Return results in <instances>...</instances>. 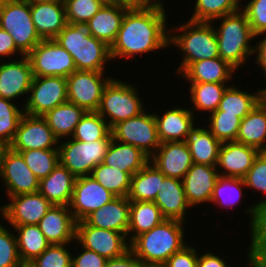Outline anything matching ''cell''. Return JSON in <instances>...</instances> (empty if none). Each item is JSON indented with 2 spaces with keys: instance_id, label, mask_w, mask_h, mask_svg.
I'll return each mask as SVG.
<instances>
[{
  "instance_id": "6da1fadb",
  "label": "cell",
  "mask_w": 266,
  "mask_h": 267,
  "mask_svg": "<svg viewBox=\"0 0 266 267\" xmlns=\"http://www.w3.org/2000/svg\"><path fill=\"white\" fill-rule=\"evenodd\" d=\"M164 3L125 12L115 41L110 46L111 59L135 57L169 46V29ZM168 30V31H167Z\"/></svg>"
},
{
  "instance_id": "7a4b0ae2",
  "label": "cell",
  "mask_w": 266,
  "mask_h": 267,
  "mask_svg": "<svg viewBox=\"0 0 266 267\" xmlns=\"http://www.w3.org/2000/svg\"><path fill=\"white\" fill-rule=\"evenodd\" d=\"M183 223L165 219L151 230L140 234L131 243L130 249L144 265H164L185 244Z\"/></svg>"
},
{
  "instance_id": "3957f363",
  "label": "cell",
  "mask_w": 266,
  "mask_h": 267,
  "mask_svg": "<svg viewBox=\"0 0 266 267\" xmlns=\"http://www.w3.org/2000/svg\"><path fill=\"white\" fill-rule=\"evenodd\" d=\"M54 40L71 54L77 70L104 72L112 60L110 47L89 34L87 24L67 23Z\"/></svg>"
},
{
  "instance_id": "277c9868",
  "label": "cell",
  "mask_w": 266,
  "mask_h": 267,
  "mask_svg": "<svg viewBox=\"0 0 266 267\" xmlns=\"http://www.w3.org/2000/svg\"><path fill=\"white\" fill-rule=\"evenodd\" d=\"M217 20L221 21L219 26L217 27L216 23L213 24L218 42L219 56L236 70H239L249 60V56H254V46L251 43L256 37L251 29L247 15L240 9L217 18Z\"/></svg>"
},
{
  "instance_id": "5b68a950",
  "label": "cell",
  "mask_w": 266,
  "mask_h": 267,
  "mask_svg": "<svg viewBox=\"0 0 266 267\" xmlns=\"http://www.w3.org/2000/svg\"><path fill=\"white\" fill-rule=\"evenodd\" d=\"M178 26L173 25L169 30L175 32L169 33V46L176 45L184 53V58L176 69L177 74H181L192 62L220 57L213 22L188 20Z\"/></svg>"
},
{
  "instance_id": "8992f818",
  "label": "cell",
  "mask_w": 266,
  "mask_h": 267,
  "mask_svg": "<svg viewBox=\"0 0 266 267\" xmlns=\"http://www.w3.org/2000/svg\"><path fill=\"white\" fill-rule=\"evenodd\" d=\"M138 93L133 84L112 78L104 88L96 112L112 128L115 124L138 116L146 110Z\"/></svg>"
},
{
  "instance_id": "52a82bcc",
  "label": "cell",
  "mask_w": 266,
  "mask_h": 267,
  "mask_svg": "<svg viewBox=\"0 0 266 267\" xmlns=\"http://www.w3.org/2000/svg\"><path fill=\"white\" fill-rule=\"evenodd\" d=\"M0 28L12 36L16 47L25 56L42 40L31 18L30 3L24 1H1Z\"/></svg>"
},
{
  "instance_id": "ba28073f",
  "label": "cell",
  "mask_w": 266,
  "mask_h": 267,
  "mask_svg": "<svg viewBox=\"0 0 266 267\" xmlns=\"http://www.w3.org/2000/svg\"><path fill=\"white\" fill-rule=\"evenodd\" d=\"M111 140L82 142L72 138L59 141V162L76 178L91 175L93 168L103 163Z\"/></svg>"
},
{
  "instance_id": "9c48e42d",
  "label": "cell",
  "mask_w": 266,
  "mask_h": 267,
  "mask_svg": "<svg viewBox=\"0 0 266 267\" xmlns=\"http://www.w3.org/2000/svg\"><path fill=\"white\" fill-rule=\"evenodd\" d=\"M112 139L130 144L151 157L160 146L154 113L146 110L138 116L115 124L111 128Z\"/></svg>"
},
{
  "instance_id": "30bf717a",
  "label": "cell",
  "mask_w": 266,
  "mask_h": 267,
  "mask_svg": "<svg viewBox=\"0 0 266 267\" xmlns=\"http://www.w3.org/2000/svg\"><path fill=\"white\" fill-rule=\"evenodd\" d=\"M33 76L67 78L77 70L71 54L54 39L41 40L27 55Z\"/></svg>"
},
{
  "instance_id": "8fae6325",
  "label": "cell",
  "mask_w": 266,
  "mask_h": 267,
  "mask_svg": "<svg viewBox=\"0 0 266 267\" xmlns=\"http://www.w3.org/2000/svg\"><path fill=\"white\" fill-rule=\"evenodd\" d=\"M26 102L24 114L43 116L68 101L67 79L62 76H34Z\"/></svg>"
},
{
  "instance_id": "7c38bea8",
  "label": "cell",
  "mask_w": 266,
  "mask_h": 267,
  "mask_svg": "<svg viewBox=\"0 0 266 267\" xmlns=\"http://www.w3.org/2000/svg\"><path fill=\"white\" fill-rule=\"evenodd\" d=\"M106 72L76 70L67 79L68 102L83 107L87 112L97 111L105 86L113 78ZM104 75V76H103Z\"/></svg>"
},
{
  "instance_id": "4fadbf2b",
  "label": "cell",
  "mask_w": 266,
  "mask_h": 267,
  "mask_svg": "<svg viewBox=\"0 0 266 267\" xmlns=\"http://www.w3.org/2000/svg\"><path fill=\"white\" fill-rule=\"evenodd\" d=\"M126 238L123 233L90 226L84 220L76 223L77 244L106 259L119 257L130 249Z\"/></svg>"
},
{
  "instance_id": "5bb4252c",
  "label": "cell",
  "mask_w": 266,
  "mask_h": 267,
  "mask_svg": "<svg viewBox=\"0 0 266 267\" xmlns=\"http://www.w3.org/2000/svg\"><path fill=\"white\" fill-rule=\"evenodd\" d=\"M10 203L0 206L1 219L11 226L37 225L52 204L38 191L8 197Z\"/></svg>"
},
{
  "instance_id": "9a60e30c",
  "label": "cell",
  "mask_w": 266,
  "mask_h": 267,
  "mask_svg": "<svg viewBox=\"0 0 266 267\" xmlns=\"http://www.w3.org/2000/svg\"><path fill=\"white\" fill-rule=\"evenodd\" d=\"M114 198L116 196L91 175L77 177L69 208L76 222H79Z\"/></svg>"
},
{
  "instance_id": "2e32d148",
  "label": "cell",
  "mask_w": 266,
  "mask_h": 267,
  "mask_svg": "<svg viewBox=\"0 0 266 267\" xmlns=\"http://www.w3.org/2000/svg\"><path fill=\"white\" fill-rule=\"evenodd\" d=\"M57 144V145H56ZM59 140L42 116L24 114L19 122L14 140L9 145L13 151L33 149L58 150Z\"/></svg>"
},
{
  "instance_id": "e0dca14e",
  "label": "cell",
  "mask_w": 266,
  "mask_h": 267,
  "mask_svg": "<svg viewBox=\"0 0 266 267\" xmlns=\"http://www.w3.org/2000/svg\"><path fill=\"white\" fill-rule=\"evenodd\" d=\"M0 177L8 197L39 191L40 180L25 164L22 155L10 147L5 152Z\"/></svg>"
},
{
  "instance_id": "ac0fdd59",
  "label": "cell",
  "mask_w": 266,
  "mask_h": 267,
  "mask_svg": "<svg viewBox=\"0 0 266 267\" xmlns=\"http://www.w3.org/2000/svg\"><path fill=\"white\" fill-rule=\"evenodd\" d=\"M31 63L27 56L13 61L0 62V98L16 101L29 95L33 80ZM15 99V100H14Z\"/></svg>"
},
{
  "instance_id": "d6986e66",
  "label": "cell",
  "mask_w": 266,
  "mask_h": 267,
  "mask_svg": "<svg viewBox=\"0 0 266 267\" xmlns=\"http://www.w3.org/2000/svg\"><path fill=\"white\" fill-rule=\"evenodd\" d=\"M150 162L166 177L180 180L194 164L185 141L160 143Z\"/></svg>"
},
{
  "instance_id": "ffe728a7",
  "label": "cell",
  "mask_w": 266,
  "mask_h": 267,
  "mask_svg": "<svg viewBox=\"0 0 266 267\" xmlns=\"http://www.w3.org/2000/svg\"><path fill=\"white\" fill-rule=\"evenodd\" d=\"M259 153L257 148L236 141L223 142L217 163L219 176L244 178Z\"/></svg>"
},
{
  "instance_id": "44dd1931",
  "label": "cell",
  "mask_w": 266,
  "mask_h": 267,
  "mask_svg": "<svg viewBox=\"0 0 266 267\" xmlns=\"http://www.w3.org/2000/svg\"><path fill=\"white\" fill-rule=\"evenodd\" d=\"M31 18L36 33L42 40L54 39L67 25L63 0H45L30 3Z\"/></svg>"
},
{
  "instance_id": "7402d4cb",
  "label": "cell",
  "mask_w": 266,
  "mask_h": 267,
  "mask_svg": "<svg viewBox=\"0 0 266 267\" xmlns=\"http://www.w3.org/2000/svg\"><path fill=\"white\" fill-rule=\"evenodd\" d=\"M76 223L69 206L52 205L37 225L50 244H67L76 240Z\"/></svg>"
},
{
  "instance_id": "603a6c76",
  "label": "cell",
  "mask_w": 266,
  "mask_h": 267,
  "mask_svg": "<svg viewBox=\"0 0 266 267\" xmlns=\"http://www.w3.org/2000/svg\"><path fill=\"white\" fill-rule=\"evenodd\" d=\"M218 177L217 166L194 163L182 179L188 204L192 207L210 202Z\"/></svg>"
},
{
  "instance_id": "cb8c5ba5",
  "label": "cell",
  "mask_w": 266,
  "mask_h": 267,
  "mask_svg": "<svg viewBox=\"0 0 266 267\" xmlns=\"http://www.w3.org/2000/svg\"><path fill=\"white\" fill-rule=\"evenodd\" d=\"M157 135L160 143L183 142L195 124V115L190 108L175 107L158 115L154 112Z\"/></svg>"
},
{
  "instance_id": "d4e9b609",
  "label": "cell",
  "mask_w": 266,
  "mask_h": 267,
  "mask_svg": "<svg viewBox=\"0 0 266 267\" xmlns=\"http://www.w3.org/2000/svg\"><path fill=\"white\" fill-rule=\"evenodd\" d=\"M129 209L130 200L128 197H116L93 211L84 221L90 226L123 233L127 237Z\"/></svg>"
},
{
  "instance_id": "484cf974",
  "label": "cell",
  "mask_w": 266,
  "mask_h": 267,
  "mask_svg": "<svg viewBox=\"0 0 266 267\" xmlns=\"http://www.w3.org/2000/svg\"><path fill=\"white\" fill-rule=\"evenodd\" d=\"M154 203L165 219L182 222L186 220V211L191 207L186 200L182 180L171 177L163 179Z\"/></svg>"
},
{
  "instance_id": "4316f807",
  "label": "cell",
  "mask_w": 266,
  "mask_h": 267,
  "mask_svg": "<svg viewBox=\"0 0 266 267\" xmlns=\"http://www.w3.org/2000/svg\"><path fill=\"white\" fill-rule=\"evenodd\" d=\"M129 8L105 2L100 10L86 23L89 34L102 40L109 47L115 41L125 12Z\"/></svg>"
},
{
  "instance_id": "83f0119b",
  "label": "cell",
  "mask_w": 266,
  "mask_h": 267,
  "mask_svg": "<svg viewBox=\"0 0 266 267\" xmlns=\"http://www.w3.org/2000/svg\"><path fill=\"white\" fill-rule=\"evenodd\" d=\"M236 69L220 57L192 62L180 75L188 82L228 83Z\"/></svg>"
},
{
  "instance_id": "f1b7e54d",
  "label": "cell",
  "mask_w": 266,
  "mask_h": 267,
  "mask_svg": "<svg viewBox=\"0 0 266 267\" xmlns=\"http://www.w3.org/2000/svg\"><path fill=\"white\" fill-rule=\"evenodd\" d=\"M149 161L150 157L139 148L112 139L103 164L133 176Z\"/></svg>"
},
{
  "instance_id": "f546056e",
  "label": "cell",
  "mask_w": 266,
  "mask_h": 267,
  "mask_svg": "<svg viewBox=\"0 0 266 267\" xmlns=\"http://www.w3.org/2000/svg\"><path fill=\"white\" fill-rule=\"evenodd\" d=\"M76 177L59 164L46 178L39 182V192L52 204L69 206Z\"/></svg>"
},
{
  "instance_id": "4dcf8cb0",
  "label": "cell",
  "mask_w": 266,
  "mask_h": 267,
  "mask_svg": "<svg viewBox=\"0 0 266 267\" xmlns=\"http://www.w3.org/2000/svg\"><path fill=\"white\" fill-rule=\"evenodd\" d=\"M236 142L266 151V105L262 101L240 121Z\"/></svg>"
},
{
  "instance_id": "1f68e13d",
  "label": "cell",
  "mask_w": 266,
  "mask_h": 267,
  "mask_svg": "<svg viewBox=\"0 0 266 267\" xmlns=\"http://www.w3.org/2000/svg\"><path fill=\"white\" fill-rule=\"evenodd\" d=\"M194 127L186 138L193 163L217 166L221 142L206 127ZM206 128V129H205Z\"/></svg>"
},
{
  "instance_id": "d6a6232c",
  "label": "cell",
  "mask_w": 266,
  "mask_h": 267,
  "mask_svg": "<svg viewBox=\"0 0 266 267\" xmlns=\"http://www.w3.org/2000/svg\"><path fill=\"white\" fill-rule=\"evenodd\" d=\"M86 112L83 107L67 101L48 111L42 117L47 121L55 137L60 141L61 139L71 138L76 125Z\"/></svg>"
},
{
  "instance_id": "836d02e7",
  "label": "cell",
  "mask_w": 266,
  "mask_h": 267,
  "mask_svg": "<svg viewBox=\"0 0 266 267\" xmlns=\"http://www.w3.org/2000/svg\"><path fill=\"white\" fill-rule=\"evenodd\" d=\"M159 207L154 202L130 201L128 242L164 221Z\"/></svg>"
},
{
  "instance_id": "e575fe53",
  "label": "cell",
  "mask_w": 266,
  "mask_h": 267,
  "mask_svg": "<svg viewBox=\"0 0 266 267\" xmlns=\"http://www.w3.org/2000/svg\"><path fill=\"white\" fill-rule=\"evenodd\" d=\"M166 176L150 161L131 178L128 199L130 201L154 202L161 183Z\"/></svg>"
},
{
  "instance_id": "d590c367",
  "label": "cell",
  "mask_w": 266,
  "mask_h": 267,
  "mask_svg": "<svg viewBox=\"0 0 266 267\" xmlns=\"http://www.w3.org/2000/svg\"><path fill=\"white\" fill-rule=\"evenodd\" d=\"M261 101V90L254 93L230 85L226 88L218 109L223 114L235 115L241 120Z\"/></svg>"
},
{
  "instance_id": "8d00e7d4",
  "label": "cell",
  "mask_w": 266,
  "mask_h": 267,
  "mask_svg": "<svg viewBox=\"0 0 266 267\" xmlns=\"http://www.w3.org/2000/svg\"><path fill=\"white\" fill-rule=\"evenodd\" d=\"M16 232L18 252L23 264H28L46 250L50 243L38 225L12 226Z\"/></svg>"
},
{
  "instance_id": "74e56055",
  "label": "cell",
  "mask_w": 266,
  "mask_h": 267,
  "mask_svg": "<svg viewBox=\"0 0 266 267\" xmlns=\"http://www.w3.org/2000/svg\"><path fill=\"white\" fill-rule=\"evenodd\" d=\"M189 84L191 85L189 87L190 100L194 107H191L190 111L193 114H196L195 110H199V112L206 111L210 114L215 112L219 107L226 88L229 86L228 83L189 82Z\"/></svg>"
},
{
  "instance_id": "f35d334b",
  "label": "cell",
  "mask_w": 266,
  "mask_h": 267,
  "mask_svg": "<svg viewBox=\"0 0 266 267\" xmlns=\"http://www.w3.org/2000/svg\"><path fill=\"white\" fill-rule=\"evenodd\" d=\"M71 138L86 143L112 140L111 128L101 115L96 111H90L86 112L76 125Z\"/></svg>"
},
{
  "instance_id": "ab89813d",
  "label": "cell",
  "mask_w": 266,
  "mask_h": 267,
  "mask_svg": "<svg viewBox=\"0 0 266 267\" xmlns=\"http://www.w3.org/2000/svg\"><path fill=\"white\" fill-rule=\"evenodd\" d=\"M91 176L116 197L128 196L132 178L129 173L100 163L93 168Z\"/></svg>"
},
{
  "instance_id": "60d3db41",
  "label": "cell",
  "mask_w": 266,
  "mask_h": 267,
  "mask_svg": "<svg viewBox=\"0 0 266 267\" xmlns=\"http://www.w3.org/2000/svg\"><path fill=\"white\" fill-rule=\"evenodd\" d=\"M194 12L189 20L215 22L217 18L234 13L242 8L239 0H195Z\"/></svg>"
},
{
  "instance_id": "b9f144b4",
  "label": "cell",
  "mask_w": 266,
  "mask_h": 267,
  "mask_svg": "<svg viewBox=\"0 0 266 267\" xmlns=\"http://www.w3.org/2000/svg\"><path fill=\"white\" fill-rule=\"evenodd\" d=\"M243 187V188H242ZM246 185L243 178H232L219 176L215 182L210 203L222 208H232L243 195Z\"/></svg>"
},
{
  "instance_id": "7bdbcfd3",
  "label": "cell",
  "mask_w": 266,
  "mask_h": 267,
  "mask_svg": "<svg viewBox=\"0 0 266 267\" xmlns=\"http://www.w3.org/2000/svg\"><path fill=\"white\" fill-rule=\"evenodd\" d=\"M19 152L25 164L39 179L46 178L59 164V150L33 149Z\"/></svg>"
},
{
  "instance_id": "ee69618b",
  "label": "cell",
  "mask_w": 266,
  "mask_h": 267,
  "mask_svg": "<svg viewBox=\"0 0 266 267\" xmlns=\"http://www.w3.org/2000/svg\"><path fill=\"white\" fill-rule=\"evenodd\" d=\"M208 130L211 134L223 142L236 141L238 135L241 119L235 115L223 114V111L217 109L215 112L209 114Z\"/></svg>"
},
{
  "instance_id": "f6af8a7d",
  "label": "cell",
  "mask_w": 266,
  "mask_h": 267,
  "mask_svg": "<svg viewBox=\"0 0 266 267\" xmlns=\"http://www.w3.org/2000/svg\"><path fill=\"white\" fill-rule=\"evenodd\" d=\"M23 108L13 101L0 98V141L10 145L14 140L19 122L24 115Z\"/></svg>"
},
{
  "instance_id": "bcb514c9",
  "label": "cell",
  "mask_w": 266,
  "mask_h": 267,
  "mask_svg": "<svg viewBox=\"0 0 266 267\" xmlns=\"http://www.w3.org/2000/svg\"><path fill=\"white\" fill-rule=\"evenodd\" d=\"M68 244L71 243L50 244L46 250L29 262L28 265L31 267H71L72 253Z\"/></svg>"
},
{
  "instance_id": "7dc6e473",
  "label": "cell",
  "mask_w": 266,
  "mask_h": 267,
  "mask_svg": "<svg viewBox=\"0 0 266 267\" xmlns=\"http://www.w3.org/2000/svg\"><path fill=\"white\" fill-rule=\"evenodd\" d=\"M67 23L86 24L106 0H63Z\"/></svg>"
},
{
  "instance_id": "c3c4849f",
  "label": "cell",
  "mask_w": 266,
  "mask_h": 267,
  "mask_svg": "<svg viewBox=\"0 0 266 267\" xmlns=\"http://www.w3.org/2000/svg\"><path fill=\"white\" fill-rule=\"evenodd\" d=\"M16 235L0 223V267H21Z\"/></svg>"
},
{
  "instance_id": "681fc988",
  "label": "cell",
  "mask_w": 266,
  "mask_h": 267,
  "mask_svg": "<svg viewBox=\"0 0 266 267\" xmlns=\"http://www.w3.org/2000/svg\"><path fill=\"white\" fill-rule=\"evenodd\" d=\"M246 214H249L250 235H255L266 246V197L258 200L250 208H245Z\"/></svg>"
},
{
  "instance_id": "f907efd6",
  "label": "cell",
  "mask_w": 266,
  "mask_h": 267,
  "mask_svg": "<svg viewBox=\"0 0 266 267\" xmlns=\"http://www.w3.org/2000/svg\"><path fill=\"white\" fill-rule=\"evenodd\" d=\"M243 179L246 188L266 194V151L259 153Z\"/></svg>"
},
{
  "instance_id": "816d5d0a",
  "label": "cell",
  "mask_w": 266,
  "mask_h": 267,
  "mask_svg": "<svg viewBox=\"0 0 266 267\" xmlns=\"http://www.w3.org/2000/svg\"><path fill=\"white\" fill-rule=\"evenodd\" d=\"M243 7L254 35L266 32V0H250Z\"/></svg>"
},
{
  "instance_id": "f5cc1de1",
  "label": "cell",
  "mask_w": 266,
  "mask_h": 267,
  "mask_svg": "<svg viewBox=\"0 0 266 267\" xmlns=\"http://www.w3.org/2000/svg\"><path fill=\"white\" fill-rule=\"evenodd\" d=\"M197 249L188 244L182 250L174 253L164 265L166 267H197Z\"/></svg>"
},
{
  "instance_id": "db71d44e",
  "label": "cell",
  "mask_w": 266,
  "mask_h": 267,
  "mask_svg": "<svg viewBox=\"0 0 266 267\" xmlns=\"http://www.w3.org/2000/svg\"><path fill=\"white\" fill-rule=\"evenodd\" d=\"M247 261L250 267H266V246L255 236L251 235ZM249 252V253H248Z\"/></svg>"
},
{
  "instance_id": "11a10c76",
  "label": "cell",
  "mask_w": 266,
  "mask_h": 267,
  "mask_svg": "<svg viewBox=\"0 0 266 267\" xmlns=\"http://www.w3.org/2000/svg\"><path fill=\"white\" fill-rule=\"evenodd\" d=\"M80 254L72 255L71 267H104L107 259L100 256L98 253L85 249L81 246Z\"/></svg>"
},
{
  "instance_id": "9f6ffc18",
  "label": "cell",
  "mask_w": 266,
  "mask_h": 267,
  "mask_svg": "<svg viewBox=\"0 0 266 267\" xmlns=\"http://www.w3.org/2000/svg\"><path fill=\"white\" fill-rule=\"evenodd\" d=\"M23 57L25 56L17 47L12 38V36L6 31L0 28V59L2 60L6 57L16 56ZM4 57V58H3Z\"/></svg>"
},
{
  "instance_id": "6f0895ef",
  "label": "cell",
  "mask_w": 266,
  "mask_h": 267,
  "mask_svg": "<svg viewBox=\"0 0 266 267\" xmlns=\"http://www.w3.org/2000/svg\"><path fill=\"white\" fill-rule=\"evenodd\" d=\"M104 267H144V264L129 249L119 257L107 259Z\"/></svg>"
},
{
  "instance_id": "680465c9",
  "label": "cell",
  "mask_w": 266,
  "mask_h": 267,
  "mask_svg": "<svg viewBox=\"0 0 266 267\" xmlns=\"http://www.w3.org/2000/svg\"><path fill=\"white\" fill-rule=\"evenodd\" d=\"M217 254H214L206 252L202 255H198V261H197V267H229L228 262L224 260V258L220 256H216Z\"/></svg>"
},
{
  "instance_id": "91938a15",
  "label": "cell",
  "mask_w": 266,
  "mask_h": 267,
  "mask_svg": "<svg viewBox=\"0 0 266 267\" xmlns=\"http://www.w3.org/2000/svg\"><path fill=\"white\" fill-rule=\"evenodd\" d=\"M266 36V32L256 35L255 37ZM254 54L256 55V64L259 65L266 78V37L256 43L254 46Z\"/></svg>"
},
{
  "instance_id": "94428289",
  "label": "cell",
  "mask_w": 266,
  "mask_h": 267,
  "mask_svg": "<svg viewBox=\"0 0 266 267\" xmlns=\"http://www.w3.org/2000/svg\"><path fill=\"white\" fill-rule=\"evenodd\" d=\"M106 2L116 5H122L129 9L131 8H145L155 4L153 0H106Z\"/></svg>"
},
{
  "instance_id": "6125c7cd",
  "label": "cell",
  "mask_w": 266,
  "mask_h": 267,
  "mask_svg": "<svg viewBox=\"0 0 266 267\" xmlns=\"http://www.w3.org/2000/svg\"><path fill=\"white\" fill-rule=\"evenodd\" d=\"M9 149V145L5 142L0 141V173L2 170L3 158L5 152Z\"/></svg>"
},
{
  "instance_id": "be15d7a7",
  "label": "cell",
  "mask_w": 266,
  "mask_h": 267,
  "mask_svg": "<svg viewBox=\"0 0 266 267\" xmlns=\"http://www.w3.org/2000/svg\"><path fill=\"white\" fill-rule=\"evenodd\" d=\"M261 90V101L266 105V88Z\"/></svg>"
},
{
  "instance_id": "e7e4bbea",
  "label": "cell",
  "mask_w": 266,
  "mask_h": 267,
  "mask_svg": "<svg viewBox=\"0 0 266 267\" xmlns=\"http://www.w3.org/2000/svg\"><path fill=\"white\" fill-rule=\"evenodd\" d=\"M144 267H166L165 265H144Z\"/></svg>"
},
{
  "instance_id": "03108f58",
  "label": "cell",
  "mask_w": 266,
  "mask_h": 267,
  "mask_svg": "<svg viewBox=\"0 0 266 267\" xmlns=\"http://www.w3.org/2000/svg\"><path fill=\"white\" fill-rule=\"evenodd\" d=\"M20 1H24V2H27V3H32V2H35V1H45V0H20Z\"/></svg>"
},
{
  "instance_id": "003e7915",
  "label": "cell",
  "mask_w": 266,
  "mask_h": 267,
  "mask_svg": "<svg viewBox=\"0 0 266 267\" xmlns=\"http://www.w3.org/2000/svg\"><path fill=\"white\" fill-rule=\"evenodd\" d=\"M155 3H163L161 0H153Z\"/></svg>"
},
{
  "instance_id": "a7ac6f4b",
  "label": "cell",
  "mask_w": 266,
  "mask_h": 267,
  "mask_svg": "<svg viewBox=\"0 0 266 267\" xmlns=\"http://www.w3.org/2000/svg\"><path fill=\"white\" fill-rule=\"evenodd\" d=\"M21 267H31L28 264H23Z\"/></svg>"
}]
</instances>
